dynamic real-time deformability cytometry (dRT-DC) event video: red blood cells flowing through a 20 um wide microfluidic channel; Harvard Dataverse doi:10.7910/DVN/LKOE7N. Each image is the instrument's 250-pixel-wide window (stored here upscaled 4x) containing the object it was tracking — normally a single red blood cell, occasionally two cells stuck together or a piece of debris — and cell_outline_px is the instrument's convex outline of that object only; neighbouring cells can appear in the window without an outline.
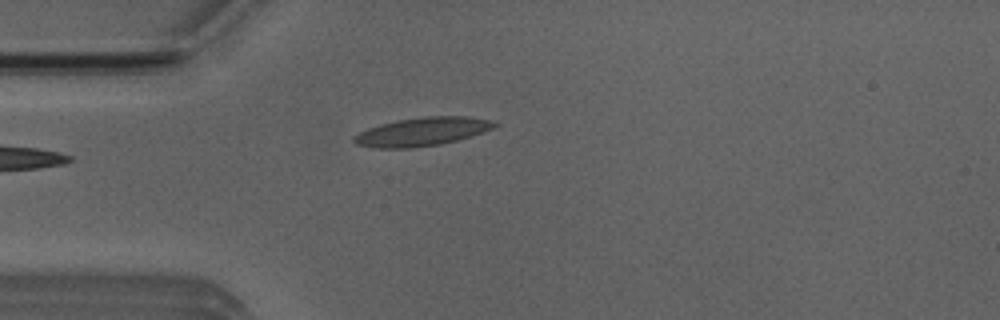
{"species": "Egyptian fruit bat (a non-hibernating species)", "species_latin": "Rousettus aegyptiacus", "temperature_condition": "room temperature", "stored_images_in_passage": 4, "camera_frame_rate_fps": 3000, "um_per_image_px": 0.085, "animal": {"sex": "male"}, "frame": {"image": 1, "passage_image": 4, "time_ms": 3.333, "image_size_px": [1000, 320], "cell_outline_px": [[500, 124], [492, 128], [456, 140], [440, 144], [408, 148], [376, 148], [356, 144], [352, 140], [352, 136], [368, 128], [380, 124], [396, 120], [424, 116], [468, 116], [488, 120]], "centroid_in_image_um": [35.81, 11.18], "position_along_channel_um": 49.2, "area_um2": 23.06}}